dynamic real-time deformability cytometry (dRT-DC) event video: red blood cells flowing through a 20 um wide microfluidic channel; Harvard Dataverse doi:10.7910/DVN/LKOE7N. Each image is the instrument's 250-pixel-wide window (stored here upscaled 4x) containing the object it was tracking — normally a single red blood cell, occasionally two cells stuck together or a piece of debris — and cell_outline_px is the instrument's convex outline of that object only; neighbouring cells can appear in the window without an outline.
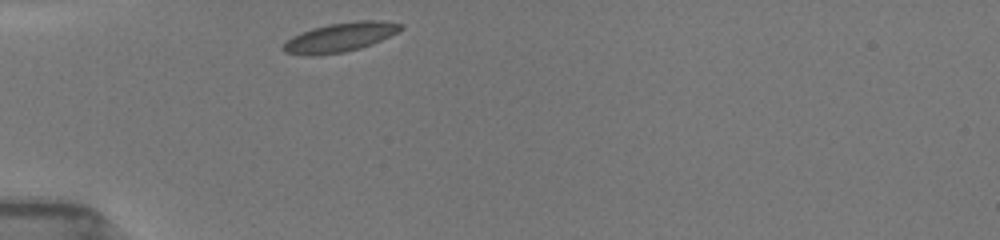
{"species": "common noctule bat (a hibernating species)", "species_latin": "Nyctalus noctula", "temperature_condition": "room temperature", "stored_images_in_passage": 31, "camera_frame_rate_fps": 3000, "um_per_image_px": 0.085, "animal": {"sex": "female", "body_mass_g": 19.5, "forearm_length_mm": 54.1}, "frame": {"image": 1, "passage_image": 1, "time_ms": 0.0, "image_size_px": [1000, 240], "cell_outline_px": [[404, 28], [372, 44], [360, 48], [344, 52], [312, 56], [308, 56], [284, 52], [280, 48], [292, 36], [300, 32], [312, 28], [328, 24], [356, 20], [384, 20], [404, 24]], "centroid_in_image_um": [28.9, 3.16], "position_along_channel_um": 56.1, "area_um2": 20.11}}
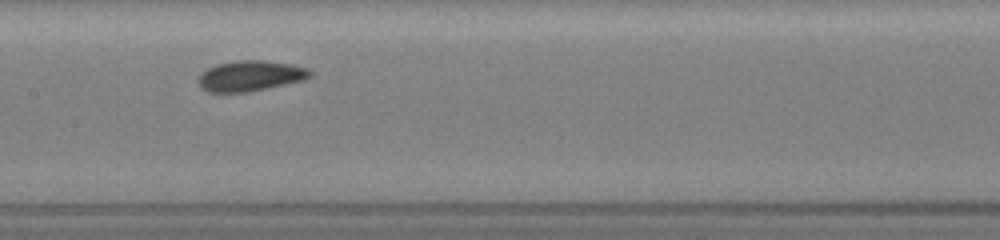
{"frame": {"image": 2, "passage_image": 12, "time_ms": 3.667, "image_size_px": [1000, 240], "cell_outline_px": [[312, 76], [304, 80], [268, 88], [248, 92], [208, 92], [200, 88], [196, 80], [200, 72], [216, 64], [236, 60], [264, 60], [292, 64], [308, 68], [312, 72]], "centroid_in_image_um": [21.25, 6.45], "position_along_channel_um": 186.2, "area_um2": 20.23}}
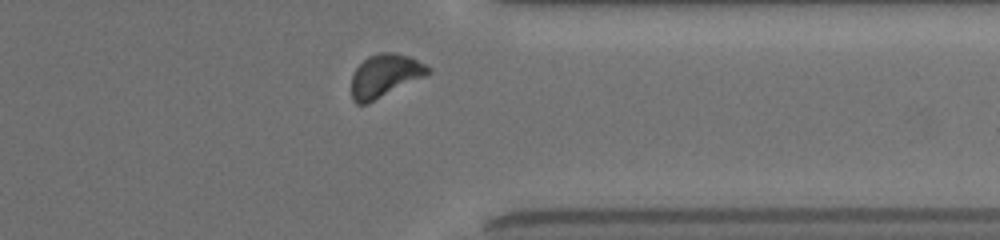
{"frame": {"image": 3, "passage_image": 27, "time_ms": 8.667, "image_size_px": [1000, 240], "cell_outline_px": [[432, 72], [368, 104], [356, 104], [352, 100], [352, 76], [356, 68], [368, 56], [380, 52], [396, 52], [408, 56], [432, 68]], "centroid_in_image_um": [32.7, 6.43], "position_along_channel_um": 378.7, "area_um2": 19.07}, "authors_computed_cell_mechanics": {"area_um2": 19.1318, "velocity_mm_per_s": 3.9002, "shape_relaxation_time_tau1_ms": 2.3083, "shape_relaxation_time_tau2_ms": 2.0877, "deformation_change_tau1": 0.0906, "deformation_change_tau2": 0.048}}